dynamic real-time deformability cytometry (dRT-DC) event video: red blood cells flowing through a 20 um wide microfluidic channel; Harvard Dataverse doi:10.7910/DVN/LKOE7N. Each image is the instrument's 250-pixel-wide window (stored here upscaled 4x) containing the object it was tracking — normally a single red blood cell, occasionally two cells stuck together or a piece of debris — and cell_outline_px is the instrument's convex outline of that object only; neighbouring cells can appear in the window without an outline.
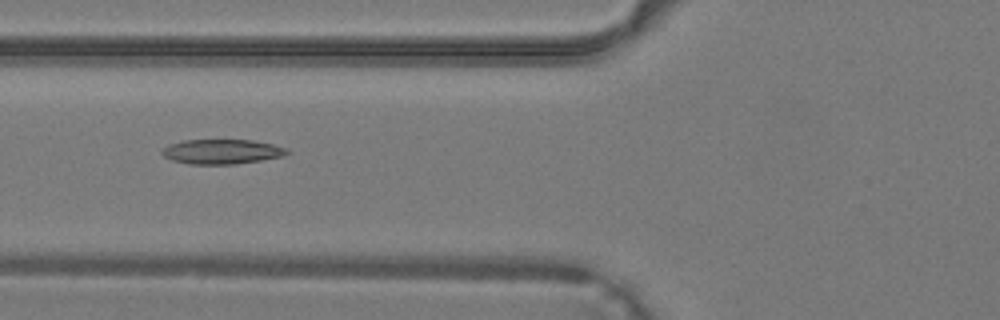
{"species": "common noctule bat (a hibernating species)", "species_latin": "Nyctalus noctula", "temperature_condition": "warm", "stored_images_in_passage": 33, "camera_frame_rate_fps": 3000, "um_per_image_px": 0.085, "animal": {"sex": "male", "body_mass_g": 19.2, "forearm_length_mm": 51.8}, "frame": {"image": 1, "passage_image": 9, "time_ms": 2.667, "image_size_px": [1000, 320], "cell_outline_px": [[288, 152], [284, 156], [236, 164], [188, 164], [172, 160], [164, 156], [160, 152], [168, 144], [184, 140], [252, 140], [272, 144], [288, 148]], "centroid_in_image_um": [18.84, 12.89], "position_along_channel_um": 107.0, "area_um2": 17.98}}
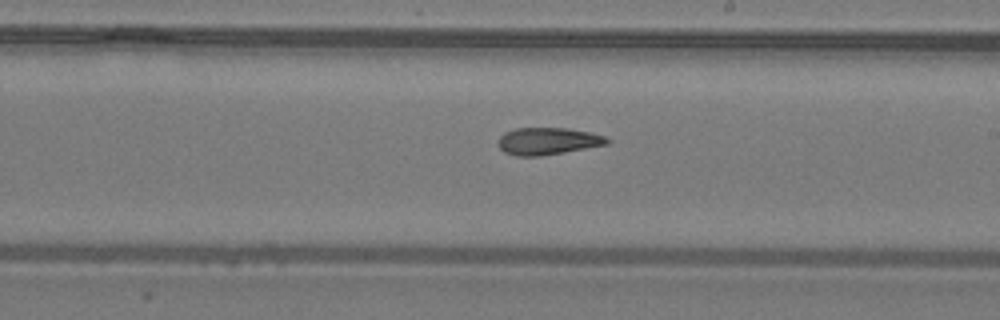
{"frame": {"image": 2, "passage_image": 17, "time_ms": 5.333, "image_size_px": [1000, 320], "cell_outline_px": [[612, 140], [608, 144], [564, 152], [540, 156], [516, 156], [504, 152], [496, 144], [500, 136], [504, 132], [516, 128], [568, 128], [588, 132], [604, 136]], "centroid_in_image_um": [46.53, 11.99], "position_along_channel_um": 242.5, "area_um2": 17.28}}
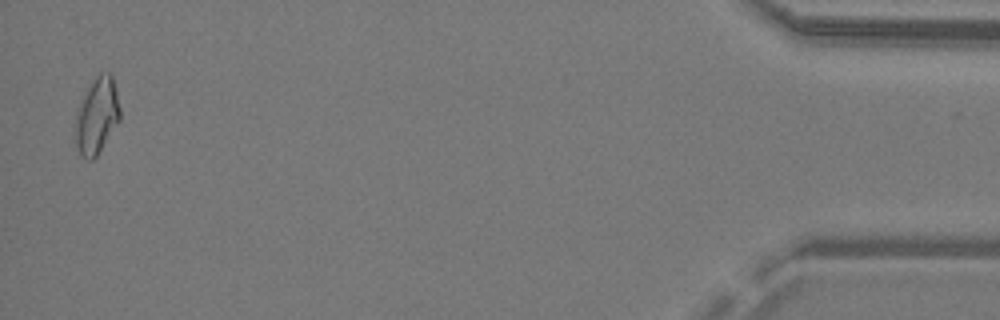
{"frame": {"image": 3, "passage_image": 33, "time_ms": 10.667, "image_size_px": [1000, 320], "cell_outline_px": [[120, 120], [96, 156], [92, 160], [88, 160], [80, 156], [76, 148], [76, 108], [88, 84], [100, 72], [112, 72], [120, 108]], "centroid_in_image_um": [8.22, 9.8], "position_along_channel_um": 427.0, "area_um2": 20.11}}